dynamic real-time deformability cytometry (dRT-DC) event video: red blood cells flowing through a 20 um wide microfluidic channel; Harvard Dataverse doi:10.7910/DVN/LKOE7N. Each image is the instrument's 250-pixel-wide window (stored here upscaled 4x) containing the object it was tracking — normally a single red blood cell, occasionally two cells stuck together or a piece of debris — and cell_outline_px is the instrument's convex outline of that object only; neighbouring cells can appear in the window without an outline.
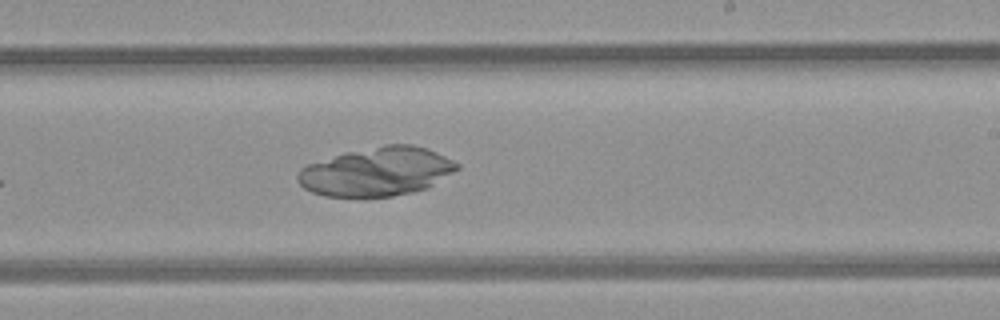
{"species": "common noctule bat (a hibernating species)", "species_latin": "Nyctalus noctula", "temperature_condition": "room temperature", "stored_images_in_passage": 9, "camera_frame_rate_fps": 3000, "um_per_image_px": 0.085, "animal": {"sex": "female", "body_mass_g": 21.9}, "frame": {"image": 1, "passage_image": 9, "time_ms": 9.0, "image_size_px": [1000, 320], "cell_outline_px": [[460, 168], [428, 188], [412, 192], [392, 196], [324, 196], [312, 192], [304, 188], [296, 180], [296, 176], [300, 168], [308, 164], [348, 152], [384, 144], [412, 144], [428, 148], [460, 164]], "centroid_in_image_um": [32.04, 14.58], "position_along_channel_um": 257.0, "area_um2": 45.08}}